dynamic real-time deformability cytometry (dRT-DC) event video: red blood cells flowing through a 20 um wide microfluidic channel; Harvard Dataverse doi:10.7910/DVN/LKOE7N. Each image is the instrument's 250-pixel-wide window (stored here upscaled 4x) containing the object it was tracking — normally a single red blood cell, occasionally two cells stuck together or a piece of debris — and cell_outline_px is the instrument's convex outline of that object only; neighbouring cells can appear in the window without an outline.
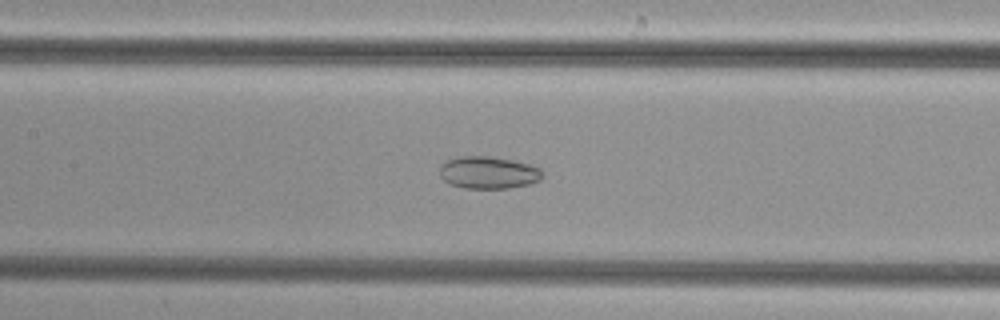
{"species": "common noctule bat (a hibernating species)", "species_latin": "Nyctalus noctula", "temperature_condition": "cold", "stored_images_in_passage": 51, "camera_frame_rate_fps": 3000, "um_per_image_px": 0.085, "animal": {"sex": "female", "body_mass_g": 29.2, "forearm_length_mm": 56.3}, "frame": {"image": 1, "passage_image": 24, "time_ms": 7.667, "image_size_px": [1000, 320], "cell_outline_px": [[544, 176], [540, 180], [528, 184], [508, 188], [464, 188], [448, 184], [440, 176], [440, 164], [448, 160], [460, 156], [492, 156], [532, 164], [540, 168], [544, 172]], "centroid_in_image_um": [41.53, 14.66], "position_along_channel_um": 165.9, "area_um2": 19.59}}
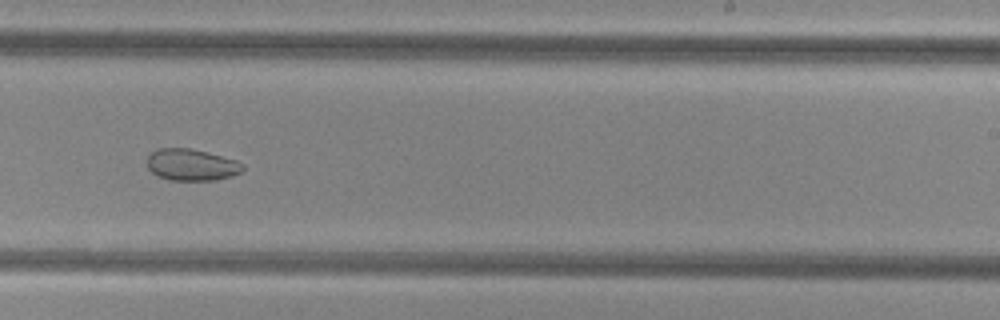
{"frame": {"image": 2, "passage_image": 32, "time_ms": 10.333, "image_size_px": [1000, 320], "cell_outline_px": [[244, 168], [240, 172], [232, 176], [216, 180], [168, 180], [156, 176], [148, 168], [148, 156], [156, 148], [188, 148], [236, 160], [244, 164]], "centroid_in_image_um": [16.26, 14.02], "position_along_channel_um": 272.7, "area_um2": 17.57}}
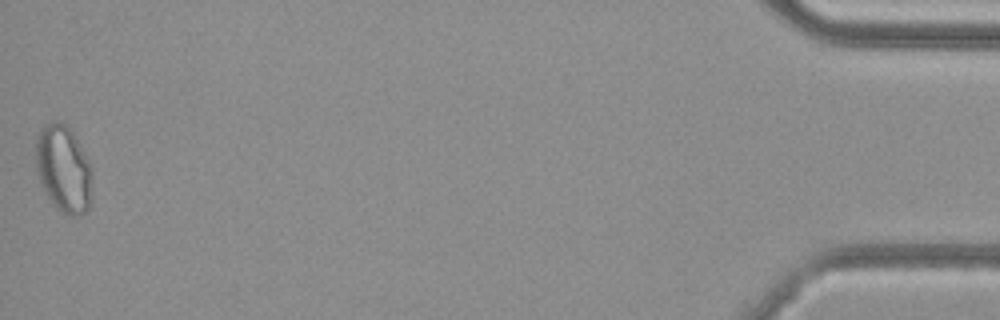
{"frame": {"image": 3, "passage_image": 51, "time_ms": 16.667, "image_size_px": [1000, 320], "cell_outline_px": [[92, 200], [88, 208], [80, 216], [68, 216], [56, 208], [52, 204], [40, 184], [36, 172], [36, 136], [40, 128], [44, 124], [56, 120], [68, 124], [88, 160], [92, 168]], "centroid_in_image_um": [5.39, 14.36], "position_along_channel_um": 429.8, "area_um2": 29.3}}